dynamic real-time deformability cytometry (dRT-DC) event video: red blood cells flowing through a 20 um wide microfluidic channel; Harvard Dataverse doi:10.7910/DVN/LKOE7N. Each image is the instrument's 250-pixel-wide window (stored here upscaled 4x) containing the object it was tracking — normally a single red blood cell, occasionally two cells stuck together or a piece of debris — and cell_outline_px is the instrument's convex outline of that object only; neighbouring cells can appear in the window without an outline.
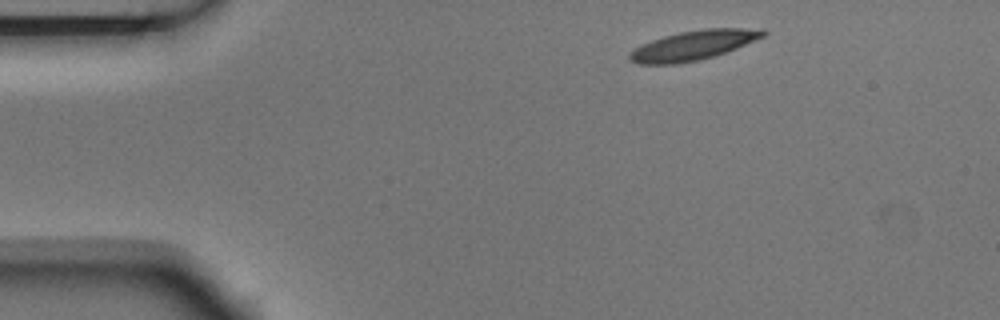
{"species": "Egyptian fruit bat (a non-hibernating species)", "species_latin": "Rousettus aegyptiacus", "temperature_condition": "room temperature", "stored_images_in_passage": 3, "camera_frame_rate_fps": 3000, "um_per_image_px": 0.085, "animal": {"sex": "male"}, "frame": {"image": 1, "passage_image": 1, "time_ms": 0.0, "image_size_px": [1000, 320], "cell_outline_px": [[768, 32], [764, 36], [736, 48], [700, 60], [676, 64], [640, 64], [628, 60], [628, 52], [652, 40], [664, 36], [680, 32], [704, 28], [764, 28]], "centroid_in_image_um": [58.94, 3.84], "position_along_channel_um": 26.1, "area_um2": 22.89}}